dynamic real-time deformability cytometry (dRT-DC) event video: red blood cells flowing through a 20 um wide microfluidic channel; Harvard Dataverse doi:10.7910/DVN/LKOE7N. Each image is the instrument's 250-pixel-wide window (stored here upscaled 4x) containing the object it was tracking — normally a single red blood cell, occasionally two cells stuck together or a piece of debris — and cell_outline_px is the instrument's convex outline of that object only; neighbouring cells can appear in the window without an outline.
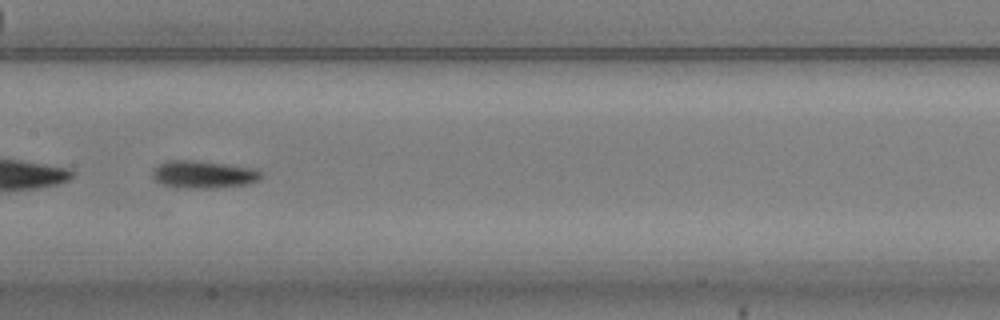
{"species": "common noctule bat (a hibernating species)", "species_latin": "Nyctalus noctula", "temperature_condition": "warm", "stored_images_in_passage": 30, "camera_frame_rate_fps": 3000, "um_per_image_px": 0.085, "animal": {"sex": "male", "body_mass_g": 20.5, "forearm_length_mm": 52.5}, "frame": {"image": 1, "passage_image": 13, "time_ms": 4.0, "image_size_px": [1000, 320], "cell_outline_px": [[264, 172], [256, 180], [244, 184], [212, 188], [188, 188], [164, 184], [156, 180], [152, 176], [152, 172], [164, 160], [200, 160], [256, 168]], "centroid_in_image_um": [17.31, 14.8], "position_along_channel_um": 190.1, "area_um2": 17.28}, "authors_computed_cell_mechanics": {"area_um2": 15.9528, "velocity_mm_per_s": 3.7023, "shape_relaxation_time_tau1_ms": null, "shape_relaxation_time_tau2_ms": 3.069, "deformation_change_tau1": null, "deformation_change_tau2": 0.0973}}